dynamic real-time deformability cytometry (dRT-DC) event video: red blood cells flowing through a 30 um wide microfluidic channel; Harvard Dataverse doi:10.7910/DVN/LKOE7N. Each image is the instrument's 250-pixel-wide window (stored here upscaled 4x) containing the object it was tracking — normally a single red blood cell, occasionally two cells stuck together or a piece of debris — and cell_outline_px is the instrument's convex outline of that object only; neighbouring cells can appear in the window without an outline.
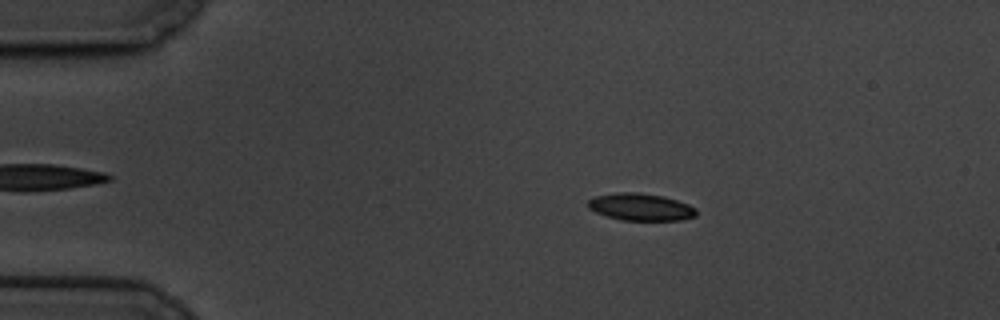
{"species": "common noctule bat (a hibernating species)", "species_latin": "Nyctalus noctula", "temperature_condition": "cold", "stored_images_in_passage": 60, "camera_frame_rate_fps": 3000, "um_per_image_px": 0.085, "animal": {"sex": "male", "body_mass_g": 19.5, "forearm_length_mm": 54.6}, "frame": {"image": 1, "passage_image": 11, "time_ms": 3.333, "image_size_px": [1000, 320], "cell_outline_px": [[696, 216], [680, 220], [620, 220], [596, 212], [588, 208], [588, 200], [596, 196], [616, 192], [636, 192], [664, 196], [688, 204], [696, 208]], "centroid_in_image_um": [54.46, 17.59], "position_along_channel_um": 30.5, "area_um2": 17.11}}
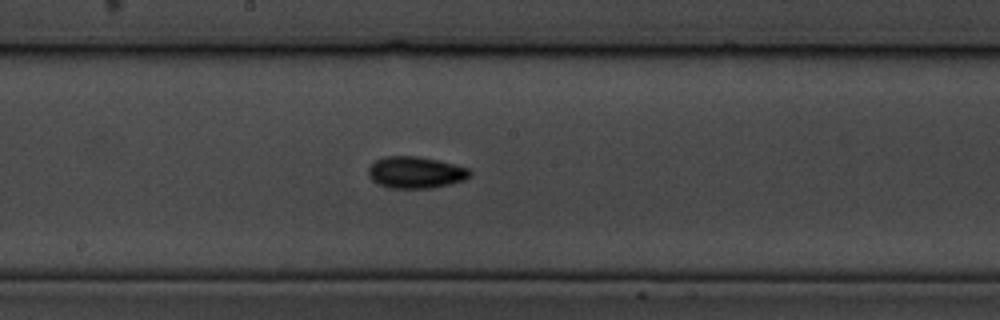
{"frame": {"image": 2, "passage_image": 32, "time_ms": 10.333, "image_size_px": [1000, 320], "cell_outline_px": [[472, 176], [464, 180], [432, 188], [388, 188], [372, 180], [368, 176], [368, 168], [376, 160], [384, 156], [416, 156], [436, 160], [468, 168], [472, 172]], "centroid_in_image_um": [35.32, 14.66], "position_along_channel_um": 212.9, "area_um2": 18.67}}
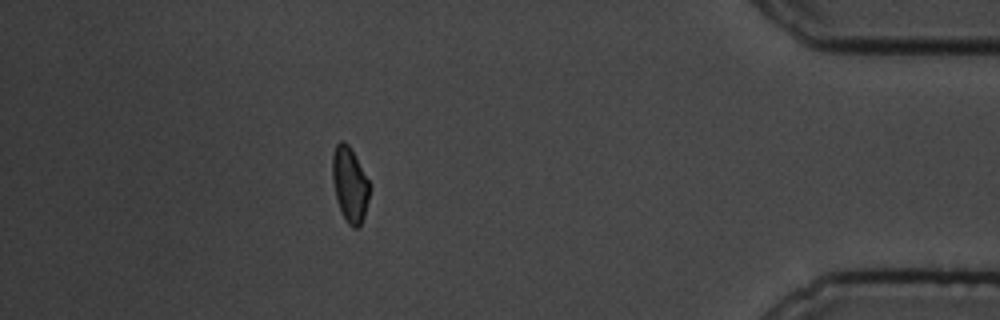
{"frame": {"image": 3, "passage_image": 53, "time_ms": 17.333, "image_size_px": [1000, 320], "cell_outline_px": [[372, 184], [364, 216], [360, 224], [356, 228], [352, 228], [348, 224], [336, 200], [332, 180], [332, 152], [336, 144], [340, 140], [344, 140], [348, 144]], "centroid_in_image_um": [29.74, 15.64], "position_along_channel_um": 405.5, "area_um2": 16.47}, "authors_computed_cell_mechanics": {"area_um2": 16.762, "velocity_mm_per_s": 3.3758, "shape_relaxation_time_tau1_ms": 2.3557, "shape_relaxation_time_tau2_ms": 5.9523, "deformation_change_tau1": 0.099, "deformation_change_tau2": 0.102}}